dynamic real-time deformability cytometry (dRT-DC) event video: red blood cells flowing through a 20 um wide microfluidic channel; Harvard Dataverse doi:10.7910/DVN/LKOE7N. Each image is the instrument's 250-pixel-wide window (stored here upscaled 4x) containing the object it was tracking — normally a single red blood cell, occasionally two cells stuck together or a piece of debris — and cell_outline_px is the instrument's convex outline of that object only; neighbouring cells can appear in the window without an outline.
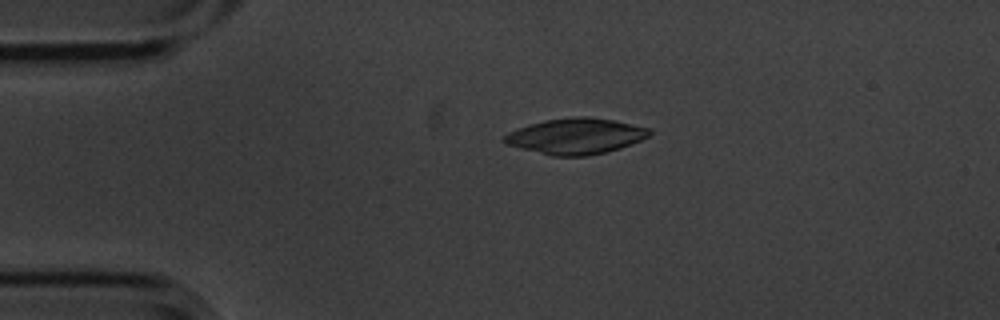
{"species": "common noctule bat (a hibernating species)", "species_latin": "Nyctalus noctula", "temperature_condition": "cold", "stored_images_in_passage": 5, "camera_frame_rate_fps": 3000, "um_per_image_px": 0.085, "animal": {"sex": "male", "body_mass_g": 20.1, "forearm_length_mm": 53.5}, "frame": {"image": 1, "passage_image": 4, "time_ms": 1.0, "image_size_px": [1000, 320], "cell_outline_px": [[652, 132], [648, 136], [640, 140], [620, 148], [588, 156], [552, 156], [504, 144], [500, 140], [508, 132], [516, 128], [528, 124], [544, 120], [572, 116], [588, 116], [616, 120], [652, 128]], "centroid_in_image_um": [48.91, 11.56], "position_along_channel_um": 36.1, "area_um2": 30.69}}